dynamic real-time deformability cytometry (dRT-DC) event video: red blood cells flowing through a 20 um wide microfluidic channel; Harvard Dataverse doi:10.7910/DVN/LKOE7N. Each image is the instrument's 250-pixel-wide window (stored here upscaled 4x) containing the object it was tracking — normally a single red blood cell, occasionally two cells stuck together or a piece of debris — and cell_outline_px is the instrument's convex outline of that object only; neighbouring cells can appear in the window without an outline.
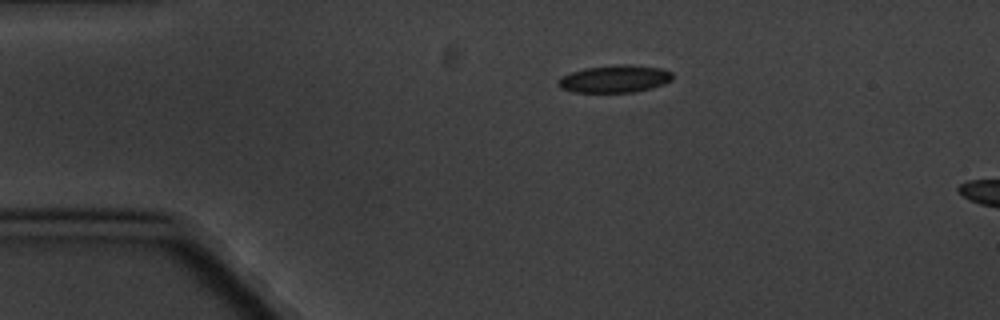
{"species": "common noctule bat (a hibernating species)", "species_latin": "Nyctalus noctula", "temperature_condition": "cold", "stored_images_in_passage": 2, "camera_frame_rate_fps": 3000, "um_per_image_px": 0.085, "animal": {"sex": "male", "body_mass_g": 20.1, "forearm_length_mm": 53.5}, "frame": {"image": 1, "passage_image": 1, "time_ms": 0.0, "image_size_px": [1000, 320], "cell_outline_px": [[672, 80], [664, 84], [652, 88], [632, 92], [572, 92], [560, 88], [560, 76], [584, 68], [620, 64], [632, 64], [660, 68], [672, 72]], "centroid_in_image_um": [52.28, 6.7], "position_along_channel_um": 32.7, "area_um2": 18.26}}